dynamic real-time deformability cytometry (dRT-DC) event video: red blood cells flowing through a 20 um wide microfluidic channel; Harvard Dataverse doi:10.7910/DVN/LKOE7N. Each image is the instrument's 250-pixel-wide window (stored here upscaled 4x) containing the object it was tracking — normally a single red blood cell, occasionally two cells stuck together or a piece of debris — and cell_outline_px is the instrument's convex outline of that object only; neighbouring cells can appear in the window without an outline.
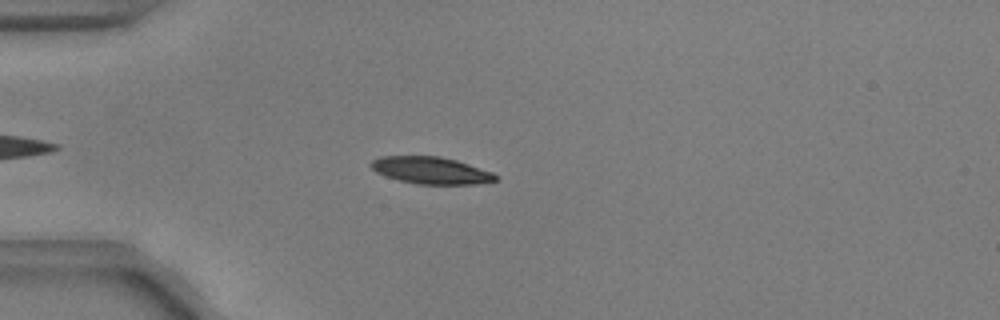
{"species": "common noctule bat (a hibernating species)", "species_latin": "Nyctalus noctula", "temperature_condition": "warm", "stored_images_in_passage": 48, "camera_frame_rate_fps": 3000, "um_per_image_px": 0.085, "animal": {"sex": "male", "body_mass_g": 17.9, "forearm_length_mm": 54.2}, "frame": {"image": 1, "passage_image": 9, "time_ms": 2.667, "image_size_px": [1000, 320], "cell_outline_px": [[496, 180], [476, 184], [416, 184], [400, 180], [376, 172], [368, 164], [372, 160], [380, 156], [440, 156], [456, 160], [492, 172], [496, 176]], "centroid_in_image_um": [36.59, 14.47], "position_along_channel_um": 48.4, "area_um2": 19.42}}
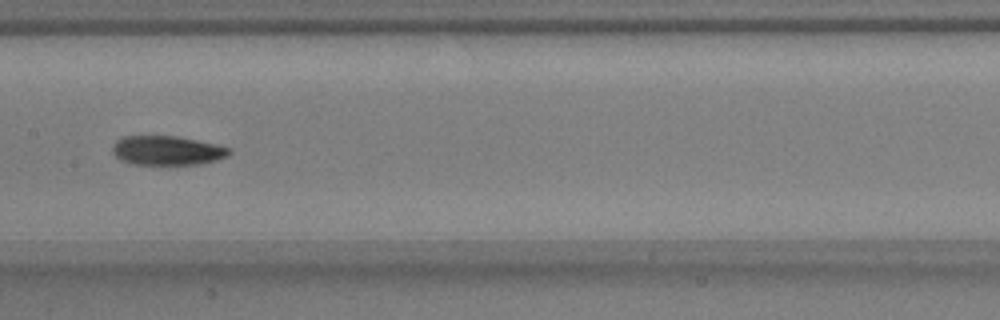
{"frame": {"image": 2, "passage_image": 22, "time_ms": 7.0, "image_size_px": [1000, 320], "cell_outline_px": [[232, 152], [228, 156], [216, 160], [196, 164], [132, 164], [120, 160], [112, 152], [112, 144], [116, 140], [124, 136], [176, 136], [216, 144], [232, 148]], "centroid_in_image_um": [14.2, 12.78], "position_along_channel_um": 193.2, "area_um2": 19.94}}
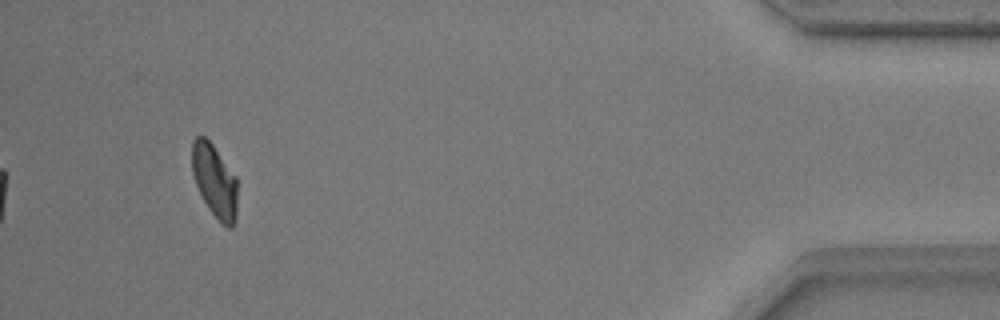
{"frame": {"image": 3, "passage_image": 45, "time_ms": 14.667, "image_size_px": [1000, 320], "cell_outline_px": [[236, 220], [232, 228], [228, 228], [208, 208], [196, 184], [192, 172], [192, 140], [196, 136], [204, 136], [212, 144], [236, 176]], "centroid_in_image_um": [18.24, 15.35], "position_along_channel_um": 417.0, "area_um2": 19.02}, "authors_computed_cell_mechanics": {"area_um2": 20.0855, "velocity_mm_per_s": 3.7488, "shape_relaxation_time_tau1_ms": 4.7137, "shape_relaxation_time_tau2_ms": 4.2625, "deformation_change_tau1": 0.1737, "deformation_change_tau2": 0.0933}}